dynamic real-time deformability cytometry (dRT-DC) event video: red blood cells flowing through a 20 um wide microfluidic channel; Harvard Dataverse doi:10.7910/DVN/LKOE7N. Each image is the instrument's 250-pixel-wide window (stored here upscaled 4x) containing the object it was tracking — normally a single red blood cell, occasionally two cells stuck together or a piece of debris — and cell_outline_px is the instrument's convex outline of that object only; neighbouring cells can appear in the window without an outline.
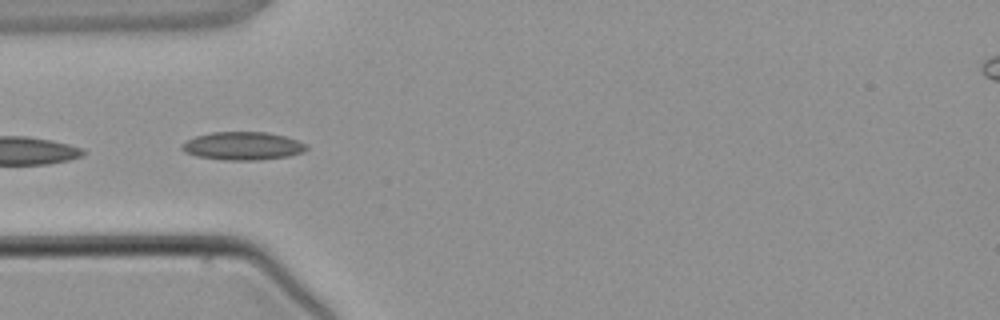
{"species": "common noctule bat (a hibernating species)", "species_latin": "Nyctalus noctula", "temperature_condition": "warm", "stored_images_in_passage": 2, "camera_frame_rate_fps": 3000, "um_per_image_px": 0.085, "animal": {"sex": "male", "body_mass_g": 21.5, "forearm_length_mm": 52.0}, "frame": {"image": 1, "passage_image": 2, "time_ms": 1.667, "image_size_px": [1000, 320], "cell_outline_px": [[308, 148], [304, 152], [288, 156], [260, 160], [224, 160], [196, 156], [184, 152], [180, 148], [180, 144], [196, 136], [212, 132], [268, 132], [284, 136], [308, 144]], "centroid_in_image_um": [20.63, 12.41], "position_along_channel_um": 64.4, "area_um2": 20.52}}